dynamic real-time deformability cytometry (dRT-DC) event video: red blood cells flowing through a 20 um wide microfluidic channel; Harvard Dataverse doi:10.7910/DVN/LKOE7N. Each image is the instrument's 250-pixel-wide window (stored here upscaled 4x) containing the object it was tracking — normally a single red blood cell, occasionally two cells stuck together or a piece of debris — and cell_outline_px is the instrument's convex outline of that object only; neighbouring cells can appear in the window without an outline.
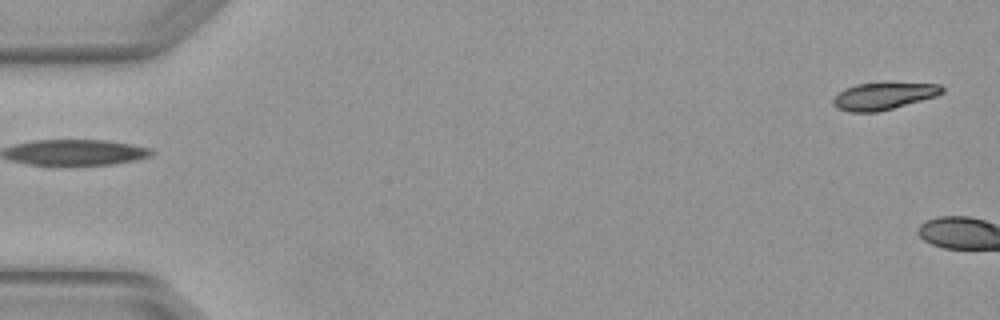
{"species": "Egyptian fruit bat (a non-hibernating species)", "species_latin": "Rousettus aegyptiacus", "temperature_condition": "warm", "stored_images_in_passage": 2, "camera_frame_rate_fps": 3000, "um_per_image_px": 0.085, "animal": {"sex": "female"}, "frame": {"image": 1, "passage_image": 2, "time_ms": 0.333, "image_size_px": [1000, 320], "cell_outline_px": [[944, 92], [936, 96], [892, 108], [876, 112], [848, 112], [836, 108], [832, 104], [832, 100], [844, 88], [856, 84], [940, 84], [944, 88]], "centroid_in_image_um": [75.05, 8.18], "position_along_channel_um": 9.9, "area_um2": 16.76}}